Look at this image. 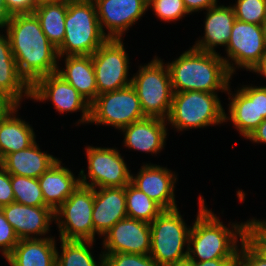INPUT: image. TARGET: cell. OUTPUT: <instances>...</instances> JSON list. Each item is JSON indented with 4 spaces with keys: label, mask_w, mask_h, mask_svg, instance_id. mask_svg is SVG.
<instances>
[{
    "label": "cell",
    "mask_w": 266,
    "mask_h": 266,
    "mask_svg": "<svg viewBox=\"0 0 266 266\" xmlns=\"http://www.w3.org/2000/svg\"><path fill=\"white\" fill-rule=\"evenodd\" d=\"M14 201L23 205L46 206L38 178L11 175Z\"/></svg>",
    "instance_id": "cell-31"
},
{
    "label": "cell",
    "mask_w": 266,
    "mask_h": 266,
    "mask_svg": "<svg viewBox=\"0 0 266 266\" xmlns=\"http://www.w3.org/2000/svg\"><path fill=\"white\" fill-rule=\"evenodd\" d=\"M1 209L20 240L46 238L55 220V212L47 206L34 207L14 201Z\"/></svg>",
    "instance_id": "cell-18"
},
{
    "label": "cell",
    "mask_w": 266,
    "mask_h": 266,
    "mask_svg": "<svg viewBox=\"0 0 266 266\" xmlns=\"http://www.w3.org/2000/svg\"><path fill=\"white\" fill-rule=\"evenodd\" d=\"M20 241L14 228L6 220L5 215L0 208V252L7 258L13 251L16 244Z\"/></svg>",
    "instance_id": "cell-36"
},
{
    "label": "cell",
    "mask_w": 266,
    "mask_h": 266,
    "mask_svg": "<svg viewBox=\"0 0 266 266\" xmlns=\"http://www.w3.org/2000/svg\"><path fill=\"white\" fill-rule=\"evenodd\" d=\"M98 95L131 84L129 56L122 39H107L92 55Z\"/></svg>",
    "instance_id": "cell-12"
},
{
    "label": "cell",
    "mask_w": 266,
    "mask_h": 266,
    "mask_svg": "<svg viewBox=\"0 0 266 266\" xmlns=\"http://www.w3.org/2000/svg\"><path fill=\"white\" fill-rule=\"evenodd\" d=\"M179 208L163 210L151 223L150 256L158 266L180 264L187 261L188 238L191 226L187 227ZM184 246L186 250L184 251Z\"/></svg>",
    "instance_id": "cell-7"
},
{
    "label": "cell",
    "mask_w": 266,
    "mask_h": 266,
    "mask_svg": "<svg viewBox=\"0 0 266 266\" xmlns=\"http://www.w3.org/2000/svg\"><path fill=\"white\" fill-rule=\"evenodd\" d=\"M16 112L17 109L7 118L0 120V161L6 155L26 149L36 141L32 126L17 117Z\"/></svg>",
    "instance_id": "cell-27"
},
{
    "label": "cell",
    "mask_w": 266,
    "mask_h": 266,
    "mask_svg": "<svg viewBox=\"0 0 266 266\" xmlns=\"http://www.w3.org/2000/svg\"><path fill=\"white\" fill-rule=\"evenodd\" d=\"M253 143L266 144V119H264L258 127L247 138Z\"/></svg>",
    "instance_id": "cell-43"
},
{
    "label": "cell",
    "mask_w": 266,
    "mask_h": 266,
    "mask_svg": "<svg viewBox=\"0 0 266 266\" xmlns=\"http://www.w3.org/2000/svg\"><path fill=\"white\" fill-rule=\"evenodd\" d=\"M145 117L138 95L131 84L116 91L99 94L90 104L89 123L95 125H111L120 130Z\"/></svg>",
    "instance_id": "cell-8"
},
{
    "label": "cell",
    "mask_w": 266,
    "mask_h": 266,
    "mask_svg": "<svg viewBox=\"0 0 266 266\" xmlns=\"http://www.w3.org/2000/svg\"><path fill=\"white\" fill-rule=\"evenodd\" d=\"M104 266H158L150 255L134 253L103 254Z\"/></svg>",
    "instance_id": "cell-35"
},
{
    "label": "cell",
    "mask_w": 266,
    "mask_h": 266,
    "mask_svg": "<svg viewBox=\"0 0 266 266\" xmlns=\"http://www.w3.org/2000/svg\"><path fill=\"white\" fill-rule=\"evenodd\" d=\"M31 99L39 102L50 99L60 114L80 110L82 115L78 123L90 121V103L57 73L38 78L31 85Z\"/></svg>",
    "instance_id": "cell-14"
},
{
    "label": "cell",
    "mask_w": 266,
    "mask_h": 266,
    "mask_svg": "<svg viewBox=\"0 0 266 266\" xmlns=\"http://www.w3.org/2000/svg\"><path fill=\"white\" fill-rule=\"evenodd\" d=\"M243 241L259 257L266 260V228L254 217L245 222Z\"/></svg>",
    "instance_id": "cell-33"
},
{
    "label": "cell",
    "mask_w": 266,
    "mask_h": 266,
    "mask_svg": "<svg viewBox=\"0 0 266 266\" xmlns=\"http://www.w3.org/2000/svg\"><path fill=\"white\" fill-rule=\"evenodd\" d=\"M108 38L100 28L93 0H68L65 37L58 56L92 55Z\"/></svg>",
    "instance_id": "cell-4"
},
{
    "label": "cell",
    "mask_w": 266,
    "mask_h": 266,
    "mask_svg": "<svg viewBox=\"0 0 266 266\" xmlns=\"http://www.w3.org/2000/svg\"><path fill=\"white\" fill-rule=\"evenodd\" d=\"M251 71L266 78V49L263 55L261 56L260 61L254 66Z\"/></svg>",
    "instance_id": "cell-44"
},
{
    "label": "cell",
    "mask_w": 266,
    "mask_h": 266,
    "mask_svg": "<svg viewBox=\"0 0 266 266\" xmlns=\"http://www.w3.org/2000/svg\"><path fill=\"white\" fill-rule=\"evenodd\" d=\"M19 73L32 85L38 78L57 72L59 56L33 14L12 15L5 25Z\"/></svg>",
    "instance_id": "cell-1"
},
{
    "label": "cell",
    "mask_w": 266,
    "mask_h": 266,
    "mask_svg": "<svg viewBox=\"0 0 266 266\" xmlns=\"http://www.w3.org/2000/svg\"><path fill=\"white\" fill-rule=\"evenodd\" d=\"M157 17L165 22L177 21L188 15L183 0H148Z\"/></svg>",
    "instance_id": "cell-34"
},
{
    "label": "cell",
    "mask_w": 266,
    "mask_h": 266,
    "mask_svg": "<svg viewBox=\"0 0 266 266\" xmlns=\"http://www.w3.org/2000/svg\"><path fill=\"white\" fill-rule=\"evenodd\" d=\"M198 204L196 220L188 238L187 261L203 262L218 258H238L240 246L237 242L243 241L245 222L232 223L229 229L206 207L202 196H199Z\"/></svg>",
    "instance_id": "cell-2"
},
{
    "label": "cell",
    "mask_w": 266,
    "mask_h": 266,
    "mask_svg": "<svg viewBox=\"0 0 266 266\" xmlns=\"http://www.w3.org/2000/svg\"><path fill=\"white\" fill-rule=\"evenodd\" d=\"M263 27L266 30V16H265V21H264Z\"/></svg>",
    "instance_id": "cell-49"
},
{
    "label": "cell",
    "mask_w": 266,
    "mask_h": 266,
    "mask_svg": "<svg viewBox=\"0 0 266 266\" xmlns=\"http://www.w3.org/2000/svg\"><path fill=\"white\" fill-rule=\"evenodd\" d=\"M93 204L94 188L80 184L55 211L60 239L94 241Z\"/></svg>",
    "instance_id": "cell-9"
},
{
    "label": "cell",
    "mask_w": 266,
    "mask_h": 266,
    "mask_svg": "<svg viewBox=\"0 0 266 266\" xmlns=\"http://www.w3.org/2000/svg\"><path fill=\"white\" fill-rule=\"evenodd\" d=\"M8 13L12 16L15 14H30L34 12L38 0H4Z\"/></svg>",
    "instance_id": "cell-39"
},
{
    "label": "cell",
    "mask_w": 266,
    "mask_h": 266,
    "mask_svg": "<svg viewBox=\"0 0 266 266\" xmlns=\"http://www.w3.org/2000/svg\"><path fill=\"white\" fill-rule=\"evenodd\" d=\"M19 106L10 95L0 90V120L7 118Z\"/></svg>",
    "instance_id": "cell-40"
},
{
    "label": "cell",
    "mask_w": 266,
    "mask_h": 266,
    "mask_svg": "<svg viewBox=\"0 0 266 266\" xmlns=\"http://www.w3.org/2000/svg\"><path fill=\"white\" fill-rule=\"evenodd\" d=\"M65 58V68L57 74L72 85L90 104L98 96L94 65L91 55L59 56Z\"/></svg>",
    "instance_id": "cell-24"
},
{
    "label": "cell",
    "mask_w": 266,
    "mask_h": 266,
    "mask_svg": "<svg viewBox=\"0 0 266 266\" xmlns=\"http://www.w3.org/2000/svg\"><path fill=\"white\" fill-rule=\"evenodd\" d=\"M85 149L88 175L85 174V170H80L78 175L81 176L79 177L81 185L92 188H111L125 187L131 182V170L129 171L117 148L87 146Z\"/></svg>",
    "instance_id": "cell-10"
},
{
    "label": "cell",
    "mask_w": 266,
    "mask_h": 266,
    "mask_svg": "<svg viewBox=\"0 0 266 266\" xmlns=\"http://www.w3.org/2000/svg\"><path fill=\"white\" fill-rule=\"evenodd\" d=\"M238 258H218L203 262L188 261L191 266H233Z\"/></svg>",
    "instance_id": "cell-42"
},
{
    "label": "cell",
    "mask_w": 266,
    "mask_h": 266,
    "mask_svg": "<svg viewBox=\"0 0 266 266\" xmlns=\"http://www.w3.org/2000/svg\"><path fill=\"white\" fill-rule=\"evenodd\" d=\"M240 245L238 259L233 266H266V260L259 257L244 241Z\"/></svg>",
    "instance_id": "cell-37"
},
{
    "label": "cell",
    "mask_w": 266,
    "mask_h": 266,
    "mask_svg": "<svg viewBox=\"0 0 266 266\" xmlns=\"http://www.w3.org/2000/svg\"><path fill=\"white\" fill-rule=\"evenodd\" d=\"M236 19L263 25L266 16V0H237L232 6Z\"/></svg>",
    "instance_id": "cell-32"
},
{
    "label": "cell",
    "mask_w": 266,
    "mask_h": 266,
    "mask_svg": "<svg viewBox=\"0 0 266 266\" xmlns=\"http://www.w3.org/2000/svg\"><path fill=\"white\" fill-rule=\"evenodd\" d=\"M14 202L11 174L0 165V208Z\"/></svg>",
    "instance_id": "cell-38"
},
{
    "label": "cell",
    "mask_w": 266,
    "mask_h": 266,
    "mask_svg": "<svg viewBox=\"0 0 266 266\" xmlns=\"http://www.w3.org/2000/svg\"><path fill=\"white\" fill-rule=\"evenodd\" d=\"M62 165L58 159L38 178L45 205L54 212L80 185V176L75 178L73 172Z\"/></svg>",
    "instance_id": "cell-22"
},
{
    "label": "cell",
    "mask_w": 266,
    "mask_h": 266,
    "mask_svg": "<svg viewBox=\"0 0 266 266\" xmlns=\"http://www.w3.org/2000/svg\"><path fill=\"white\" fill-rule=\"evenodd\" d=\"M206 19L204 24V36L195 41V49L217 53V45L226 48L236 17L232 6L216 5L206 10Z\"/></svg>",
    "instance_id": "cell-21"
},
{
    "label": "cell",
    "mask_w": 266,
    "mask_h": 266,
    "mask_svg": "<svg viewBox=\"0 0 266 266\" xmlns=\"http://www.w3.org/2000/svg\"><path fill=\"white\" fill-rule=\"evenodd\" d=\"M43 1H56V0H38V3L43 2Z\"/></svg>",
    "instance_id": "cell-48"
},
{
    "label": "cell",
    "mask_w": 266,
    "mask_h": 266,
    "mask_svg": "<svg viewBox=\"0 0 266 266\" xmlns=\"http://www.w3.org/2000/svg\"><path fill=\"white\" fill-rule=\"evenodd\" d=\"M0 90L10 95L19 105L25 96L27 99L31 98V85L19 73L8 35L4 36L2 33L0 34Z\"/></svg>",
    "instance_id": "cell-26"
},
{
    "label": "cell",
    "mask_w": 266,
    "mask_h": 266,
    "mask_svg": "<svg viewBox=\"0 0 266 266\" xmlns=\"http://www.w3.org/2000/svg\"><path fill=\"white\" fill-rule=\"evenodd\" d=\"M126 217L125 187L94 188V241L96 234L103 237L116 222Z\"/></svg>",
    "instance_id": "cell-19"
},
{
    "label": "cell",
    "mask_w": 266,
    "mask_h": 266,
    "mask_svg": "<svg viewBox=\"0 0 266 266\" xmlns=\"http://www.w3.org/2000/svg\"><path fill=\"white\" fill-rule=\"evenodd\" d=\"M168 266H191V264L188 261H186L180 264H174V265H168Z\"/></svg>",
    "instance_id": "cell-46"
},
{
    "label": "cell",
    "mask_w": 266,
    "mask_h": 266,
    "mask_svg": "<svg viewBox=\"0 0 266 266\" xmlns=\"http://www.w3.org/2000/svg\"><path fill=\"white\" fill-rule=\"evenodd\" d=\"M55 238L21 239L6 258L10 266H56Z\"/></svg>",
    "instance_id": "cell-25"
},
{
    "label": "cell",
    "mask_w": 266,
    "mask_h": 266,
    "mask_svg": "<svg viewBox=\"0 0 266 266\" xmlns=\"http://www.w3.org/2000/svg\"><path fill=\"white\" fill-rule=\"evenodd\" d=\"M232 94L228 87L229 116L224 120L232 121L235 129L246 139L266 119V86L242 85ZM231 96V97H230Z\"/></svg>",
    "instance_id": "cell-13"
},
{
    "label": "cell",
    "mask_w": 266,
    "mask_h": 266,
    "mask_svg": "<svg viewBox=\"0 0 266 266\" xmlns=\"http://www.w3.org/2000/svg\"><path fill=\"white\" fill-rule=\"evenodd\" d=\"M11 15L7 11L4 0H0V29L5 25Z\"/></svg>",
    "instance_id": "cell-45"
},
{
    "label": "cell",
    "mask_w": 266,
    "mask_h": 266,
    "mask_svg": "<svg viewBox=\"0 0 266 266\" xmlns=\"http://www.w3.org/2000/svg\"><path fill=\"white\" fill-rule=\"evenodd\" d=\"M67 9L68 0L43 1L33 12L49 42L57 49L64 41Z\"/></svg>",
    "instance_id": "cell-28"
},
{
    "label": "cell",
    "mask_w": 266,
    "mask_h": 266,
    "mask_svg": "<svg viewBox=\"0 0 266 266\" xmlns=\"http://www.w3.org/2000/svg\"><path fill=\"white\" fill-rule=\"evenodd\" d=\"M127 217L151 223L164 209L131 182L125 186Z\"/></svg>",
    "instance_id": "cell-30"
},
{
    "label": "cell",
    "mask_w": 266,
    "mask_h": 266,
    "mask_svg": "<svg viewBox=\"0 0 266 266\" xmlns=\"http://www.w3.org/2000/svg\"><path fill=\"white\" fill-rule=\"evenodd\" d=\"M103 254L134 253L149 255L150 223L126 217L116 222L103 236Z\"/></svg>",
    "instance_id": "cell-15"
},
{
    "label": "cell",
    "mask_w": 266,
    "mask_h": 266,
    "mask_svg": "<svg viewBox=\"0 0 266 266\" xmlns=\"http://www.w3.org/2000/svg\"><path fill=\"white\" fill-rule=\"evenodd\" d=\"M258 222L263 226V227H265L266 228V219L265 220H258Z\"/></svg>",
    "instance_id": "cell-47"
},
{
    "label": "cell",
    "mask_w": 266,
    "mask_h": 266,
    "mask_svg": "<svg viewBox=\"0 0 266 266\" xmlns=\"http://www.w3.org/2000/svg\"><path fill=\"white\" fill-rule=\"evenodd\" d=\"M144 115L167 120L171 106L173 90L167 64L154 57L152 61L139 66L138 72L131 77Z\"/></svg>",
    "instance_id": "cell-6"
},
{
    "label": "cell",
    "mask_w": 266,
    "mask_h": 266,
    "mask_svg": "<svg viewBox=\"0 0 266 266\" xmlns=\"http://www.w3.org/2000/svg\"><path fill=\"white\" fill-rule=\"evenodd\" d=\"M58 159L42 152L35 141L26 149L6 155L0 161V165L11 175L39 178Z\"/></svg>",
    "instance_id": "cell-23"
},
{
    "label": "cell",
    "mask_w": 266,
    "mask_h": 266,
    "mask_svg": "<svg viewBox=\"0 0 266 266\" xmlns=\"http://www.w3.org/2000/svg\"><path fill=\"white\" fill-rule=\"evenodd\" d=\"M220 55L191 47L168 62L173 92H227L233 75Z\"/></svg>",
    "instance_id": "cell-3"
},
{
    "label": "cell",
    "mask_w": 266,
    "mask_h": 266,
    "mask_svg": "<svg viewBox=\"0 0 266 266\" xmlns=\"http://www.w3.org/2000/svg\"><path fill=\"white\" fill-rule=\"evenodd\" d=\"M167 120L145 117L123 127L124 146L151 154H158L165 146L167 138Z\"/></svg>",
    "instance_id": "cell-20"
},
{
    "label": "cell",
    "mask_w": 266,
    "mask_h": 266,
    "mask_svg": "<svg viewBox=\"0 0 266 266\" xmlns=\"http://www.w3.org/2000/svg\"><path fill=\"white\" fill-rule=\"evenodd\" d=\"M225 110L217 93L186 91L173 92L167 124L178 131L204 128L223 122Z\"/></svg>",
    "instance_id": "cell-5"
},
{
    "label": "cell",
    "mask_w": 266,
    "mask_h": 266,
    "mask_svg": "<svg viewBox=\"0 0 266 266\" xmlns=\"http://www.w3.org/2000/svg\"><path fill=\"white\" fill-rule=\"evenodd\" d=\"M218 0H183L184 6L188 13L198 12L199 10H207L216 6Z\"/></svg>",
    "instance_id": "cell-41"
},
{
    "label": "cell",
    "mask_w": 266,
    "mask_h": 266,
    "mask_svg": "<svg viewBox=\"0 0 266 266\" xmlns=\"http://www.w3.org/2000/svg\"><path fill=\"white\" fill-rule=\"evenodd\" d=\"M60 242L62 252L59 255L57 250L56 266H104L103 253H100V261L97 263L90 251L95 241L60 239Z\"/></svg>",
    "instance_id": "cell-29"
},
{
    "label": "cell",
    "mask_w": 266,
    "mask_h": 266,
    "mask_svg": "<svg viewBox=\"0 0 266 266\" xmlns=\"http://www.w3.org/2000/svg\"><path fill=\"white\" fill-rule=\"evenodd\" d=\"M265 49L266 30L263 25L246 23L236 19L232 27L230 40L225 48L228 57L224 58L222 56V58L232 75L236 72V67L251 72L260 61Z\"/></svg>",
    "instance_id": "cell-11"
},
{
    "label": "cell",
    "mask_w": 266,
    "mask_h": 266,
    "mask_svg": "<svg viewBox=\"0 0 266 266\" xmlns=\"http://www.w3.org/2000/svg\"><path fill=\"white\" fill-rule=\"evenodd\" d=\"M171 171L160 165L143 164L136 176L131 174V183L164 210H172L177 208L174 189L178 178Z\"/></svg>",
    "instance_id": "cell-17"
},
{
    "label": "cell",
    "mask_w": 266,
    "mask_h": 266,
    "mask_svg": "<svg viewBox=\"0 0 266 266\" xmlns=\"http://www.w3.org/2000/svg\"><path fill=\"white\" fill-rule=\"evenodd\" d=\"M100 28L108 39H122L123 34L148 10V0H93ZM104 28L108 30L105 32Z\"/></svg>",
    "instance_id": "cell-16"
}]
</instances>
